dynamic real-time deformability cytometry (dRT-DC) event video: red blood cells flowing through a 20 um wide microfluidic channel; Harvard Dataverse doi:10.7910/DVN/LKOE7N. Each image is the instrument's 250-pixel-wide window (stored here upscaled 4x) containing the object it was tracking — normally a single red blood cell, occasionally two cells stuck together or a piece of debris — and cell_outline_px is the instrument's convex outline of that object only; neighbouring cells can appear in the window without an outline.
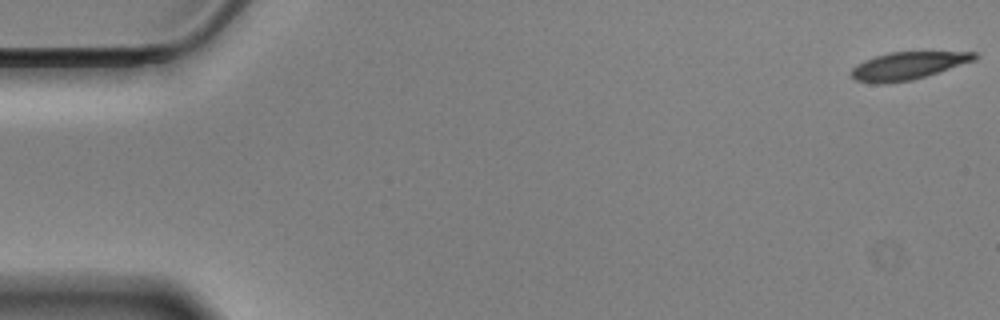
{"species": "Egyptian fruit bat (a non-hibernating species)", "species_latin": "Rousettus aegyptiacus", "temperature_condition": "cold", "stored_images_in_passage": 59, "camera_frame_rate_fps": 3000, "um_per_image_px": 0.085, "animal": {"sex": "male"}, "frame": {"image": 1, "passage_image": 1, "time_ms": 0.0, "image_size_px": [1000, 320], "cell_outline_px": [[980, 56], [976, 60], [940, 72], [912, 80], [888, 84], [872, 84], [856, 80], [852, 76], [852, 68], [856, 64], [864, 60], [888, 52], [976, 52]], "centroid_in_image_um": [77.18, 5.6], "position_along_channel_um": 7.8, "area_um2": 20.06}}
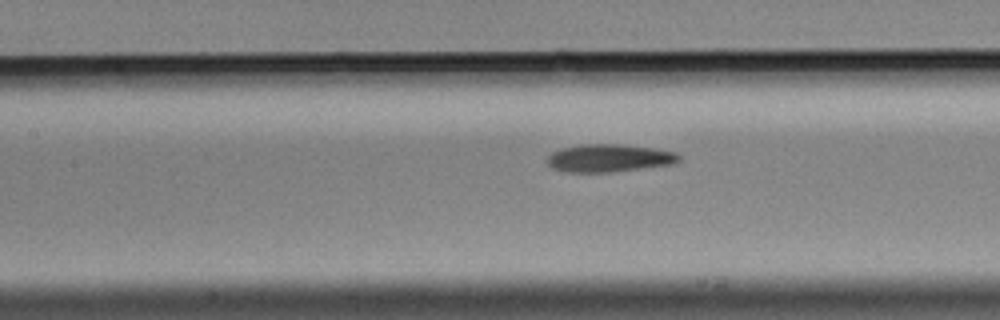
{"frame": {"image": 2, "passage_image": 26, "time_ms": 8.333, "image_size_px": [1000, 320], "cell_outline_px": [[680, 160], [676, 164], [612, 172], [568, 172], [552, 168], [548, 164], [548, 156], [552, 152], [560, 148], [580, 144], [620, 144], [652, 148], [676, 152], [680, 156]], "centroid_in_image_um": [51.79, 13.44], "position_along_channel_um": 155.6, "area_um2": 21.44}}
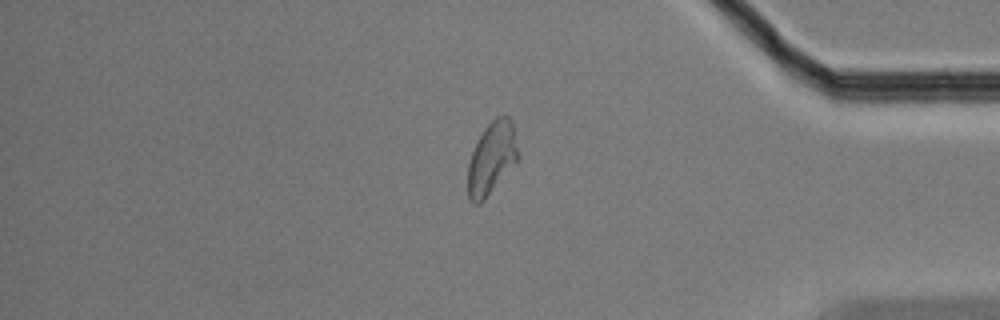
{"frame": {"image": 3, "passage_image": 49, "time_ms": 16.0, "image_size_px": [1000, 320], "cell_outline_px": [[520, 156], [516, 164], [484, 200], [480, 204], [472, 204], [468, 200], [468, 164], [476, 140], [484, 128], [496, 116], [508, 116], [512, 120]], "centroid_in_image_um": [41.81, 13.45], "position_along_channel_um": 393.4, "area_um2": 21.62}, "authors_computed_cell_mechanics": {"area_um2": 21.1548, "velocity_mm_per_s": 3.4514, "shape_relaxation_time_tau1_ms": 6.5747, "shape_relaxation_time_tau2_ms": 1.9385, "deformation_change_tau1": 0.1982, "deformation_change_tau2": 0.0797}}